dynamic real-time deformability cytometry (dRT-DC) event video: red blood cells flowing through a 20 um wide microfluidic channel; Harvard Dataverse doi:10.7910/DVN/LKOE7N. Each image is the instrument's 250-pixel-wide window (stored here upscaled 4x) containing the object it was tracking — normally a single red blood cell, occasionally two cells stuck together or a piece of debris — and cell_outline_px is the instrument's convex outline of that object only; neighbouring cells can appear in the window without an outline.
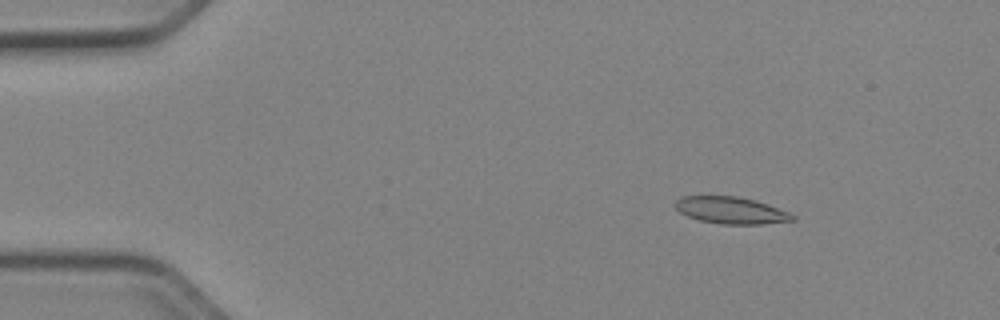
{"species": "Egyptian fruit bat (a non-hibernating species)", "species_latin": "Rousettus aegyptiacus", "temperature_condition": "cold", "stored_images_in_passage": 52, "camera_frame_rate_fps": 3000, "um_per_image_px": 0.085, "animal": {"sex": "female"}, "frame": {"image": 1, "passage_image": 8, "time_ms": 2.333, "image_size_px": [1000, 320], "cell_outline_px": [[796, 220], [764, 224], [724, 224], [700, 220], [688, 216], [680, 212], [672, 204], [680, 196], [740, 196], [756, 200], [768, 204], [788, 212], [796, 216]], "centroid_in_image_um": [62.14, 17.87], "position_along_channel_um": 22.9, "area_um2": 18.5}}
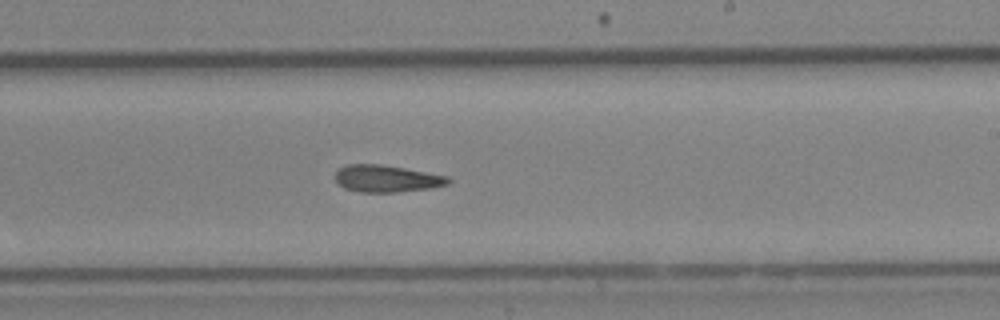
{"frame": {"image": 2, "passage_image": 32, "time_ms": 10.333, "image_size_px": [1000, 320], "cell_outline_px": [[452, 180], [448, 184], [432, 188], [396, 192], [360, 192], [344, 188], [336, 180], [336, 172], [340, 168], [348, 164], [380, 164], [404, 168], [448, 176]], "centroid_in_image_um": [32.89, 15.18], "position_along_channel_um": 256.1, "area_um2": 17.69}}
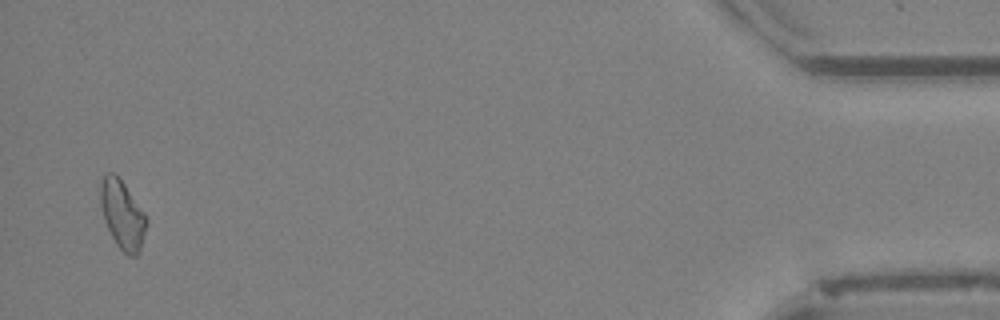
{"frame": {"image": 3, "passage_image": 51, "time_ms": 16.667, "image_size_px": [1000, 320], "cell_outline_px": [[148, 224], [140, 252], [136, 256], [128, 256], [116, 244], [104, 220], [100, 204], [100, 180], [108, 172], [112, 172], [124, 184], [144, 212], [148, 220]], "centroid_in_image_um": [10.42, 18.28], "position_along_channel_um": 424.8, "area_um2": 18.38}}